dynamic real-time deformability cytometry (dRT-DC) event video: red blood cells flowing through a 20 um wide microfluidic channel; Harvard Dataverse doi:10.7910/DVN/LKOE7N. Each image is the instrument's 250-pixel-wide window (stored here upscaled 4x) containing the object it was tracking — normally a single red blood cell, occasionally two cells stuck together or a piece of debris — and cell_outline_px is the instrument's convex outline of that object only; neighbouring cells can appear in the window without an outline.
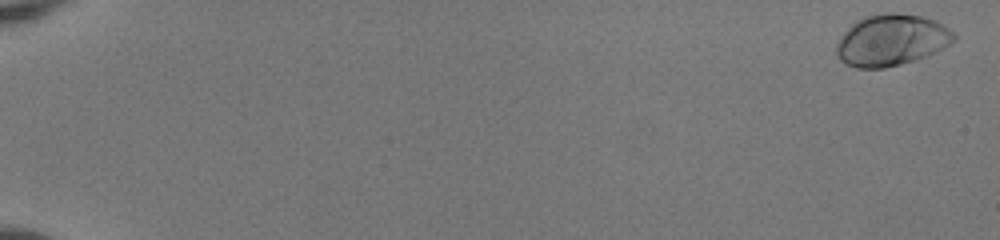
{"species": "human", "species_latin": "Homo sapiens", "temperature_condition": "room temperature", "stored_images_in_passage": 55, "camera_frame_rate_fps": 3000, "um_per_image_px": 0.085, "donor": {"sex": "female"}, "frame": {"image": 1, "passage_image": 2, "time_ms": 0.333, "image_size_px": [1000, 240], "cell_outline_px": [[956, 40], [944, 48], [936, 52], [900, 64], [884, 68], [856, 68], [844, 64], [836, 56], [836, 44], [840, 36], [856, 20], [864, 16], [884, 12], [896, 12], [920, 16], [936, 20], [944, 24], [956, 32]], "centroid_in_image_um": [75.77, 3.39], "position_along_channel_um": 9.2, "area_um2": 35.66}}
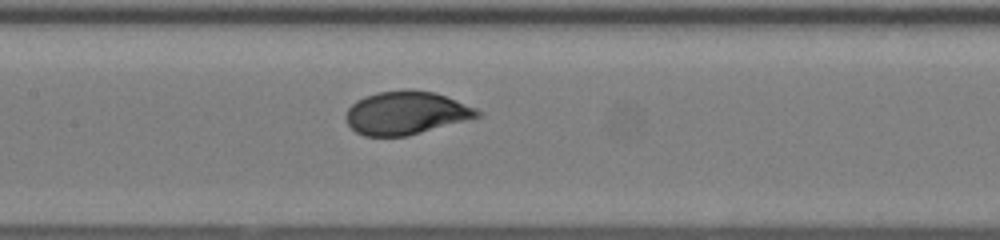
{"frame": {"image": 2, "passage_image": 30, "time_ms": 9.667, "image_size_px": [1000, 240], "cell_outline_px": [[484, 112], [480, 116], [420, 132], [404, 136], [364, 136], [356, 132], [348, 124], [344, 116], [348, 108], [356, 100], [364, 96], [380, 92], [408, 88], [432, 92], [444, 96], [476, 108]], "centroid_in_image_um": [34.47, 9.58], "position_along_channel_um": 172.9, "area_um2": 32.77}}
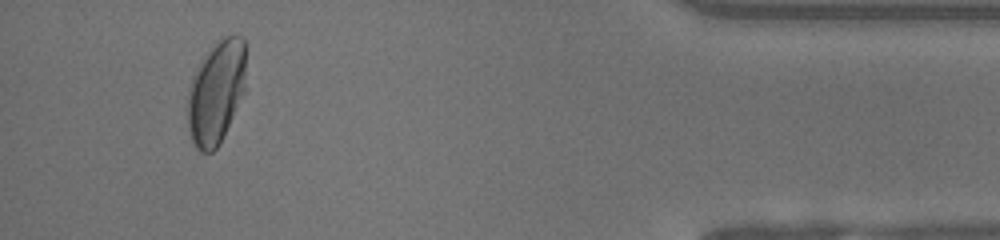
{"frame": {"image": 3, "passage_image": 52, "time_ms": 17.0, "image_size_px": [1000, 240], "cell_outline_px": [[244, 92], [220, 144], [212, 152], [200, 152], [196, 148], [192, 140], [188, 128], [188, 92], [192, 76], [196, 68], [208, 52], [220, 40], [228, 36], [240, 36], [244, 40]], "centroid_in_image_um": [18.35, 7.9], "position_along_channel_um": 416.8, "area_um2": 34.45}, "authors_computed_cell_mechanics": {"area_um2": 33.2928, "velocity_mm_per_s": 3.9785, "shape_relaxation_time_tau1_ms": 2.814, "shape_relaxation_time_tau2_ms": null, "deformation_change_tau1": 0.1597, "deformation_change_tau2": null}}